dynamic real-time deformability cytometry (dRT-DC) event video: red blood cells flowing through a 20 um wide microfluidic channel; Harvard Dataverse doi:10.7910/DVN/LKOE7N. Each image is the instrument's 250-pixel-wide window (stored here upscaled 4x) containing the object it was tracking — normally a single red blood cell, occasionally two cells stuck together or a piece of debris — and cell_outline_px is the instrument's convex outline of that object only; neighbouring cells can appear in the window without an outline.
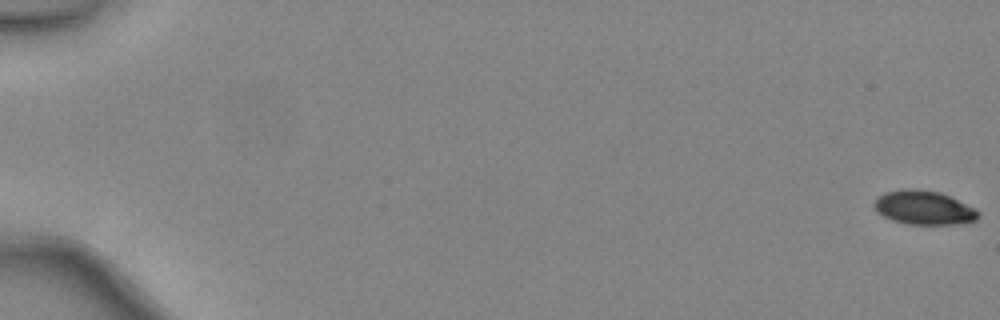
{"species": "common noctule bat (a hibernating species)", "species_latin": "Nyctalus noctula", "temperature_condition": "warm", "stored_images_in_passage": 49, "camera_frame_rate_fps": 3000, "um_per_image_px": 0.085, "animal": {"sex": "female", "body_mass_g": 24.6, "forearm_length_mm": 56.2}, "frame": {"image": 1, "passage_image": 1, "time_ms": 0.0, "image_size_px": [1000, 320], "cell_outline_px": [[980, 216], [976, 220], [960, 224], [908, 224], [892, 220], [876, 212], [872, 204], [876, 196], [884, 192], [904, 188], [912, 188], [940, 192], [980, 212]], "centroid_in_image_um": [78.45, 17.65], "position_along_channel_um": 6.5, "area_um2": 20.63}}
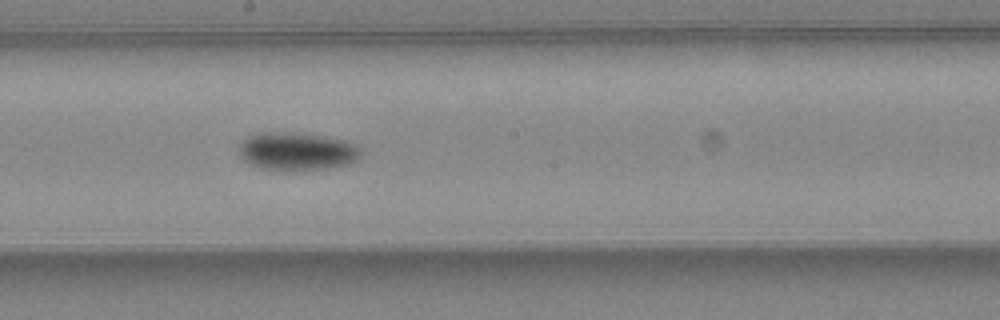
{"frame": {"image": 2, "passage_image": 29, "time_ms": 9.333, "image_size_px": [1000, 320], "cell_outline_px": [[360, 156], [356, 160], [348, 164], [324, 168], [280, 172], [260, 168], [248, 164], [240, 156], [240, 144], [248, 136], [260, 132], [304, 132], [344, 140], [356, 144], [360, 148]], "centroid_in_image_um": [25.21, 12.86], "position_along_channel_um": 223.0, "area_um2": 27.46}}
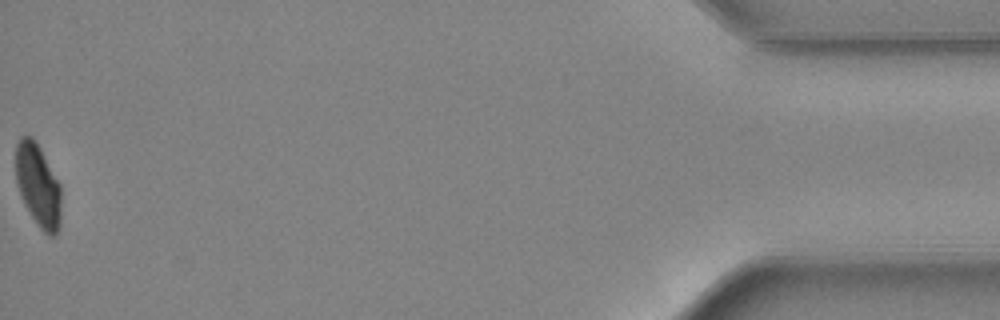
{"frame": {"image": 3, "passage_image": 49, "time_ms": 16.0, "image_size_px": [1000, 320], "cell_outline_px": [[60, 228], [56, 236], [48, 236], [40, 228], [24, 204], [20, 196], [16, 184], [16, 144], [20, 136], [32, 136], [40, 148], [60, 184]], "centroid_in_image_um": [3.23, 15.77], "position_along_channel_um": 432.0, "area_um2": 21.96}, "authors_computed_cell_mechanics": {"area_um2": 23.698, "velocity_mm_per_s": 4.4719, "shape_relaxation_time_tau1_ms": 3.8437, "shape_relaxation_time_tau2_ms": null, "deformation_change_tau1": 0.1343, "deformation_change_tau2": null}}